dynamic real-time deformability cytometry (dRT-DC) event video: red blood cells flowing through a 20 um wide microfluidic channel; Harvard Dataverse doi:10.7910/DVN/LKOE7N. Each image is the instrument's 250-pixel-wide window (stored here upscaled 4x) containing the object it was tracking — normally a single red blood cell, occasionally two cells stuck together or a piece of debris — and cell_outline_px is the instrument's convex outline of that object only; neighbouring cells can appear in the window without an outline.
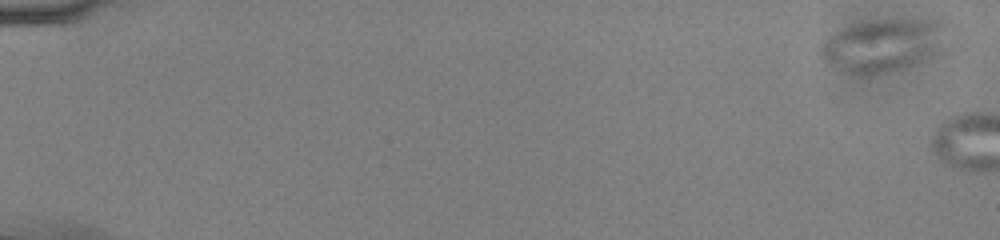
{"species": "common noctule bat (a hibernating species)", "species_latin": "Nyctalus noctula", "temperature_condition": "cold", "stored_images_in_passage": 7, "camera_frame_rate_fps": 3000, "um_per_image_px": 0.085, "animal": {"sex": "male", "body_mass_g": 13.0, "forearm_length_mm": 53.1}, "frame": {"image": 1, "passage_image": 3, "time_ms": 0.667, "image_size_px": [1000, 240], "cell_outline_px": [[940, 24], [932, 56], [900, 68], [888, 72], [848, 72], [824, 60], [820, 52], [820, 44], [828, 36], [852, 24], [900, 20], [940, 20]], "centroid_in_image_um": [74.86, 3.84], "position_along_channel_um": 10.1, "area_um2": 35.66}}